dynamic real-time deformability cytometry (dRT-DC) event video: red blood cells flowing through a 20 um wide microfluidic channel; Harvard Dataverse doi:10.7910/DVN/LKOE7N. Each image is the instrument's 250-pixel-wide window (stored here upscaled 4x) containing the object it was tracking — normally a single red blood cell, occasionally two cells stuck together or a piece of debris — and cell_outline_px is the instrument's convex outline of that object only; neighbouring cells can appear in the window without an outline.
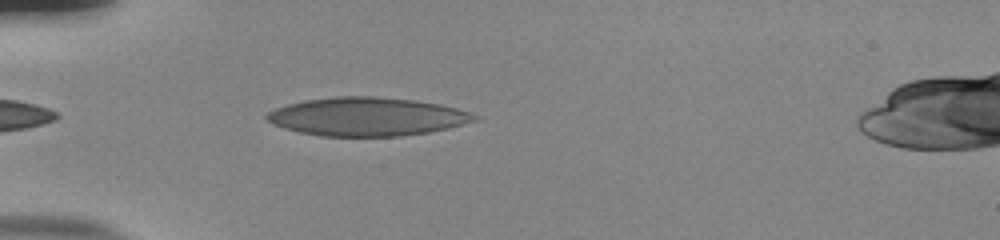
{"species": "human", "species_latin": "Homo sapiens", "temperature_condition": "room temperature", "stored_images_in_passage": 37, "camera_frame_rate_fps": 3000, "um_per_image_px": 0.085, "donor": {"sex": "male"}, "frame": {"image": 1, "passage_image": 2, "time_ms": 0.333, "image_size_px": [1000, 240], "cell_outline_px": [[480, 120], [448, 128], [428, 132], [400, 136], [320, 136], [300, 132], [284, 128], [272, 124], [264, 116], [268, 112], [276, 108], [288, 104], [304, 100], [336, 96], [376, 96], [416, 100], [440, 104], [472, 112], [480, 116]], "centroid_in_image_um": [31.23, 9.91], "position_along_channel_um": 53.8, "area_um2": 46.82}}
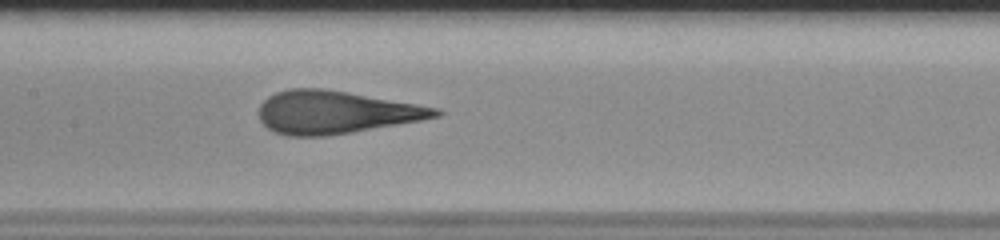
{"frame": {"image": 2, "passage_image": 13, "time_ms": 4.0, "image_size_px": [1000, 240], "cell_outline_px": [[444, 112], [440, 116], [420, 120], [352, 132], [328, 136], [288, 136], [276, 132], [268, 128], [260, 120], [260, 104], [268, 96], [276, 92], [288, 88], [324, 88], [348, 92], [440, 108]], "centroid_in_image_um": [28.52, 9.53], "position_along_channel_um": 178.9, "area_um2": 43.93}}
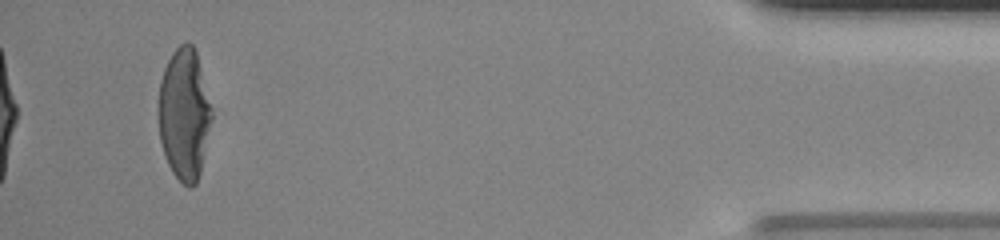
{"frame": {"image": 3, "passage_image": 37, "time_ms": 12.0, "image_size_px": [1000, 240], "cell_outline_px": [[212, 120], [200, 172], [196, 184], [192, 188], [188, 188], [172, 172], [164, 156], [160, 140], [156, 112], [160, 80], [164, 68], [172, 52], [180, 44], [192, 44], [196, 52], [212, 108]], "centroid_in_image_um": [15.63, 9.72], "position_along_channel_um": 419.6, "area_um2": 41.21}, "authors_computed_cell_mechanics": {"area_um2": 44.2748, "velocity_mm_per_s": 3.7942, "shape_relaxation_time_tau1_ms": 7.059, "shape_relaxation_time_tau2_ms": null, "deformation_change_tau1": 0.2781, "deformation_change_tau2": null}}